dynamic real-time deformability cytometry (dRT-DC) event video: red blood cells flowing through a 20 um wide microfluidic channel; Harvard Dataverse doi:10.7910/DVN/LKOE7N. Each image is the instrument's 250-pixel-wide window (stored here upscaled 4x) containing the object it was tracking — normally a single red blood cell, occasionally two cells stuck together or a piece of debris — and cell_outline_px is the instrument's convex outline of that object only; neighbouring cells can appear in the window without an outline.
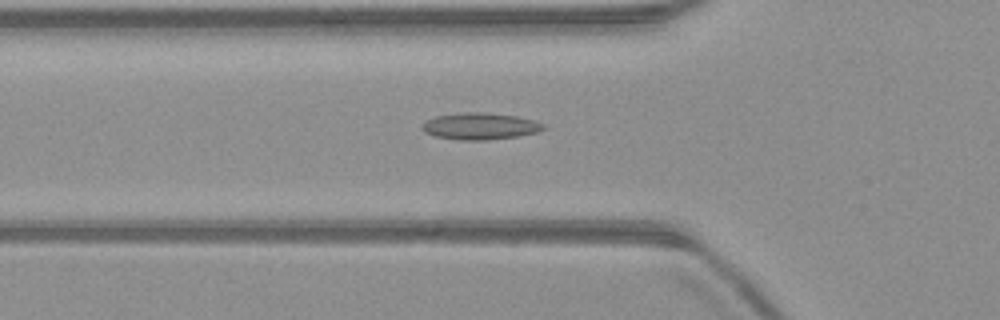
{"species": "common noctule bat (a hibernating species)", "species_latin": "Nyctalus noctula", "temperature_condition": "warm", "stored_images_in_passage": 36, "camera_frame_rate_fps": 3000, "um_per_image_px": 0.085, "animal": {"sex": "male", "body_mass_g": 23.1, "forearm_length_mm": 52.7}, "frame": {"image": 1, "passage_image": 2, "time_ms": 0.333, "image_size_px": [1000, 320], "cell_outline_px": [[544, 128], [536, 132], [516, 136], [488, 140], [460, 140], [436, 136], [424, 132], [420, 128], [428, 120], [436, 116], [464, 112], [484, 112], [516, 116], [536, 120], [544, 124]], "centroid_in_image_um": [40.81, 10.72], "position_along_channel_um": 85.0, "area_um2": 18.73}}
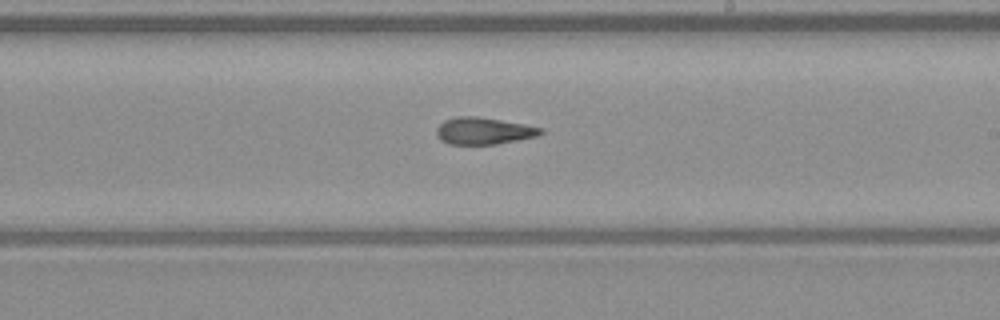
{"frame": {"image": 2, "passage_image": 14, "time_ms": 4.333, "image_size_px": [1000, 320], "cell_outline_px": [[544, 132], [536, 136], [496, 144], [448, 144], [440, 140], [436, 136], [436, 128], [444, 120], [456, 116], [480, 116], [524, 124], [544, 128]], "centroid_in_image_um": [41.08, 11.11], "position_along_channel_um": 247.9, "area_um2": 16.47}}
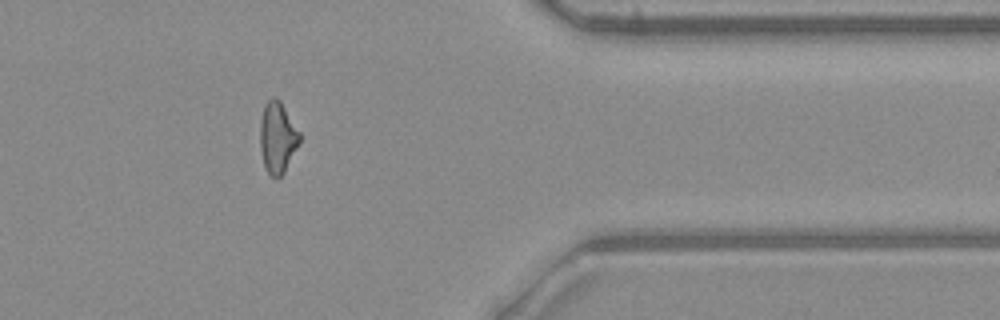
{"frame": {"image": 3, "passage_image": 26, "time_ms": 8.333, "image_size_px": [1000, 320], "cell_outline_px": [[300, 140], [284, 172], [280, 176], [272, 176], [268, 172], [264, 164], [260, 148], [260, 120], [264, 104], [272, 96], [276, 96], [280, 100], [300, 132]], "centroid_in_image_um": [23.57, 11.62], "position_along_channel_um": 387.8, "area_um2": 16.24}}